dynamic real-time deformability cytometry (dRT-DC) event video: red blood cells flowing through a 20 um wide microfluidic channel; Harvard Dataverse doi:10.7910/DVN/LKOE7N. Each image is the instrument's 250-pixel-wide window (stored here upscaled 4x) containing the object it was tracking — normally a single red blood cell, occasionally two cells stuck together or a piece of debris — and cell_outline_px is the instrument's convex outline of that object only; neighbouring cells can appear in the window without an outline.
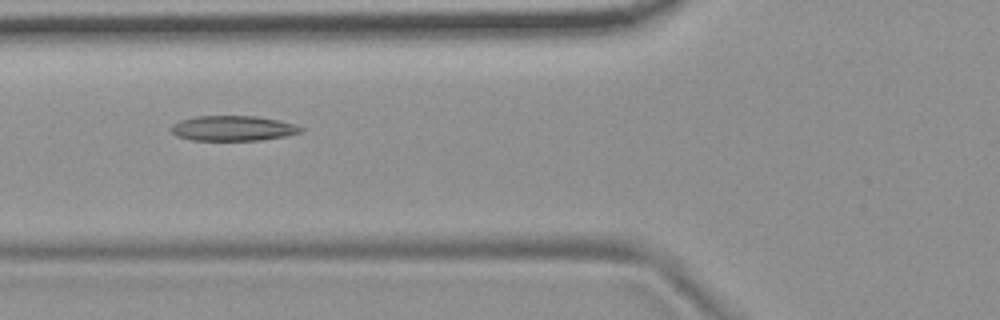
{"species": "common noctule bat (a hibernating species)", "species_latin": "Nyctalus noctula", "temperature_condition": "room temperature", "stored_images_in_passage": 10, "camera_frame_rate_fps": 3000, "um_per_image_px": 0.085, "animal": {"sex": "female", "body_mass_g": 19.9}, "frame": {"image": 1, "passage_image": 5, "time_ms": 1.333, "image_size_px": [1000, 320], "cell_outline_px": [[304, 128], [300, 132], [284, 136], [260, 140], [192, 140], [176, 136], [168, 128], [172, 124], [180, 120], [196, 116], [256, 116], [280, 120], [296, 124]], "centroid_in_image_um": [19.77, 10.9], "position_along_channel_um": 106.0, "area_um2": 19.07}}
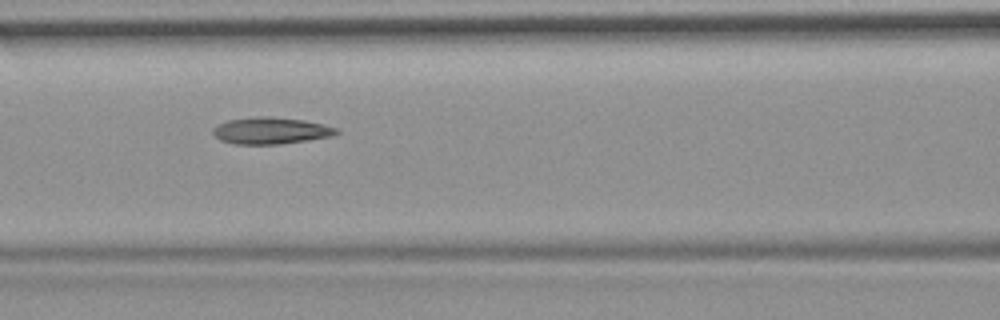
{"frame": {"image": 2, "passage_image": 6, "time_ms": 1.667, "image_size_px": [1000, 320], "cell_outline_px": [[340, 132], [332, 136], [276, 144], [236, 144], [220, 140], [212, 132], [212, 128], [228, 120], [256, 116], [268, 116], [304, 120], [324, 124], [336, 128]], "centroid_in_image_um": [23.01, 11.09], "position_along_channel_um": 143.6, "area_um2": 19.02}}
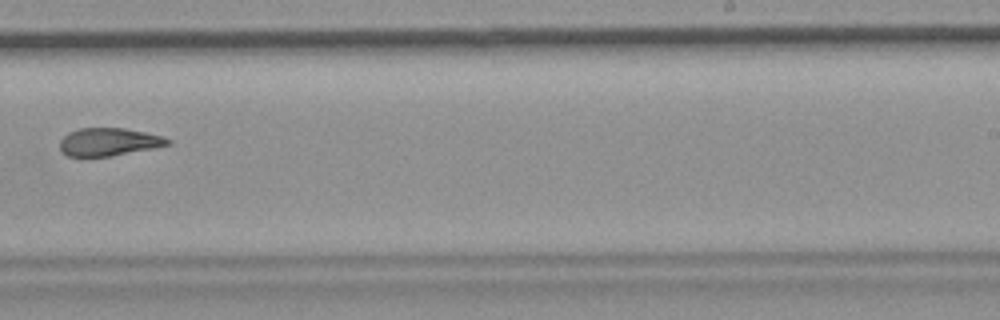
{"frame": {"image": 3, "passage_image": 9, "time_ms": 2.667, "image_size_px": [1000, 320], "cell_outline_px": [[172, 144], [112, 156], [88, 160], [68, 156], [60, 152], [60, 140], [68, 132], [80, 128], [124, 128], [164, 136], [172, 140]], "centroid_in_image_um": [9.19, 12.1], "position_along_channel_um": 279.8, "area_um2": 18.21}}